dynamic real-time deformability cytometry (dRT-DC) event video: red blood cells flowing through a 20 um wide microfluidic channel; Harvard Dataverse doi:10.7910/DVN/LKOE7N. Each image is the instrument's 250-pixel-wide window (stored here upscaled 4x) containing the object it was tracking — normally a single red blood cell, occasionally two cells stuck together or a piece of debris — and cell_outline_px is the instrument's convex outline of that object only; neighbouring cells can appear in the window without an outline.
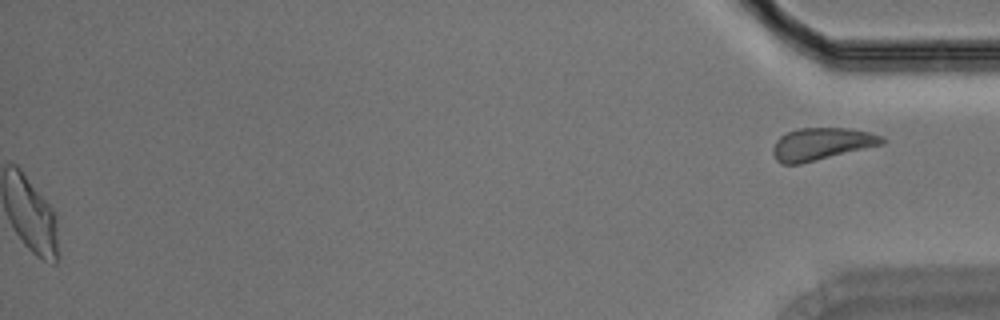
{"species": "Egyptian fruit bat (a non-hibernating species)", "species_latin": "Rousettus aegyptiacus", "temperature_condition": "room temperature", "stored_images_in_passage": 43, "segment_of_instrument_passage": [2, 2], "camera_frame_rate_fps": 3000, "um_per_image_px": 0.085, "animal": {"sex": "male"}, "frame": {"image": 1, "passage_image": 43, "time_ms": 14.0, "image_size_px": [1000, 320], "cell_outline_px": [[884, 144], [800, 164], [780, 164], [776, 160], [772, 152], [772, 148], [776, 140], [780, 136], [788, 132], [800, 128], [852, 128], [872, 132], [884, 136]], "centroid_in_image_um": [69.84, 12.23], "position_along_channel_um": 365.4, "area_um2": 20.69}}